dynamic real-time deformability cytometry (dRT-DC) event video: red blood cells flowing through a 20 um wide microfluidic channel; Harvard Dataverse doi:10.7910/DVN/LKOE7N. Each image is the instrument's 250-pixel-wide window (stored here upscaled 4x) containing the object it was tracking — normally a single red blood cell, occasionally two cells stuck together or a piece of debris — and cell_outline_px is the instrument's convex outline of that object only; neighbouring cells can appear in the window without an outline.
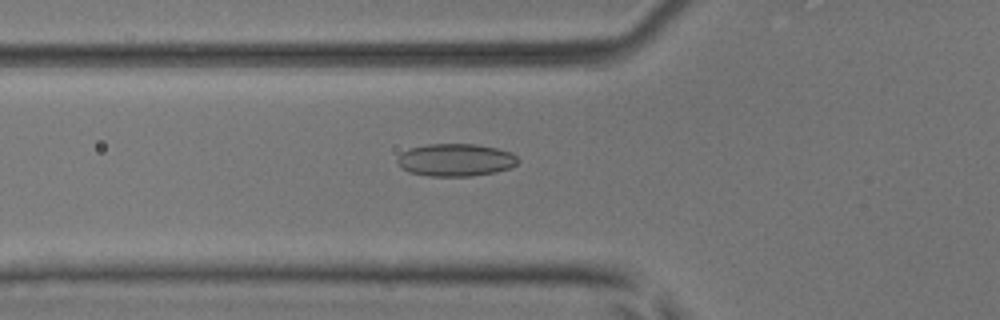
{"species": "common noctule bat (a hibernating species)", "species_latin": "Nyctalus noctula", "temperature_condition": "room temperature", "stored_images_in_passage": 46, "camera_frame_rate_fps": 3000, "um_per_image_px": 0.085, "animal": {"sex": "male", "body_mass_g": 17.9, "forearm_length_mm": 54.2}, "frame": {"image": 1, "passage_image": 17, "time_ms": 5.333, "image_size_px": [1000, 320], "cell_outline_px": [[520, 160], [516, 164], [508, 168], [496, 172], [472, 176], [428, 176], [408, 172], [400, 168], [396, 160], [400, 152], [412, 148], [428, 144], [476, 144], [496, 148], [512, 152]], "centroid_in_image_um": [38.7, 13.6], "position_along_channel_um": 87.1, "area_um2": 23.06}}
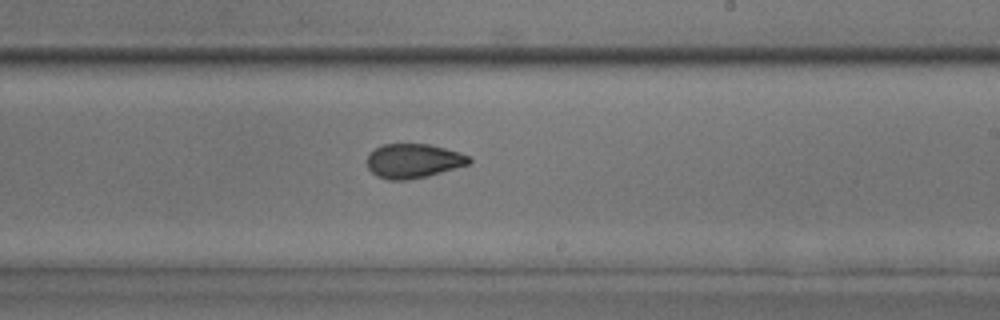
{"frame": {"image": 2, "passage_image": 30, "time_ms": 9.667, "image_size_px": [1000, 320], "cell_outline_px": [[472, 160], [468, 164], [428, 176], [408, 180], [388, 180], [376, 176], [368, 168], [368, 156], [380, 144], [428, 144], [460, 152], [468, 156]], "centroid_in_image_um": [35.12, 13.68], "position_along_channel_um": 253.9, "area_um2": 20.29}}
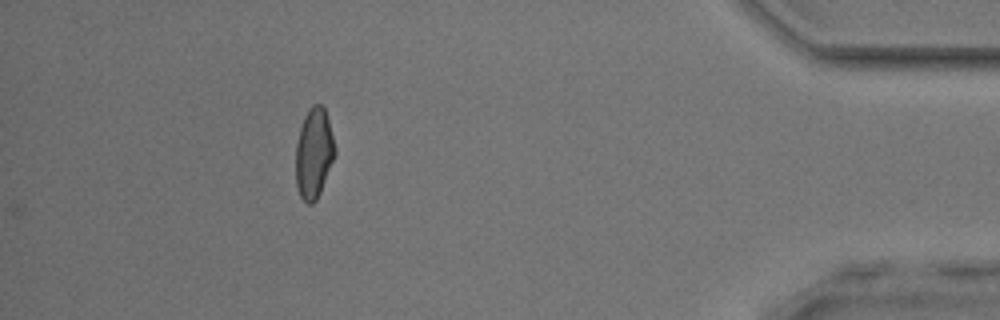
{"frame": {"image": 3, "passage_image": 46, "time_ms": 15.0, "image_size_px": [1000, 320], "cell_outline_px": [[336, 152], [320, 192], [316, 200], [312, 204], [308, 204], [300, 196], [296, 184], [296, 144], [300, 128], [304, 116], [312, 104], [320, 104], [324, 108], [328, 120]], "centroid_in_image_um": [26.66, 13.03], "position_along_channel_um": 408.5, "area_um2": 20.29}, "authors_computed_cell_mechanics": {"area_um2": 21.0392, "velocity_mm_per_s": 3.8488, "shape_relaxation_time_tau1_ms": 8.2087, "shape_relaxation_time_tau2_ms": 1.4234, "deformation_change_tau1": 0.148, "deformation_change_tau2": 0.0717}}